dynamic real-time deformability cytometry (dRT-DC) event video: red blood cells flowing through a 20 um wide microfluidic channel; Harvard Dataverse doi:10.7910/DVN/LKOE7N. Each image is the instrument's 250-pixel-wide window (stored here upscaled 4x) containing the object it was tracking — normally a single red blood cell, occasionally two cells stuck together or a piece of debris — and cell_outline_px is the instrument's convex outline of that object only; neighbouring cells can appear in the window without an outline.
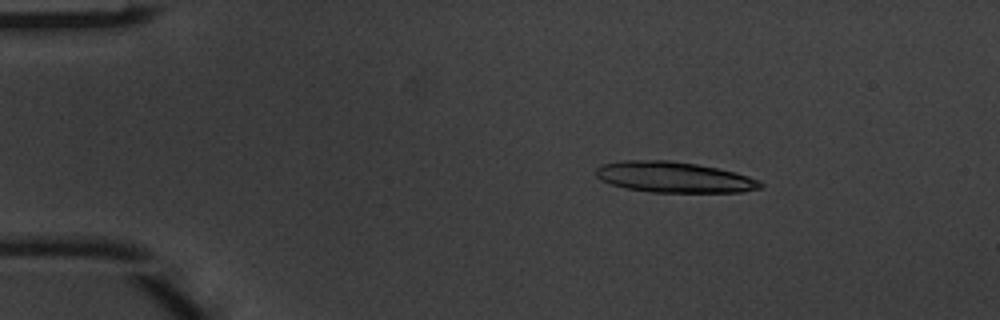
{"species": "common noctule bat (a hibernating species)", "species_latin": "Nyctalus noctula", "temperature_condition": "warm", "stored_images_in_passage": 4, "camera_frame_rate_fps": 3000, "um_per_image_px": 0.085, "animal": {"sex": "male", "body_mass_g": 20.1, "forearm_length_mm": 53.5}, "frame": {"image": 1, "passage_image": 1, "time_ms": 0.0, "image_size_px": [1000, 320], "cell_outline_px": [[764, 184], [760, 188], [744, 192], [652, 192], [624, 188], [600, 180], [596, 176], [596, 168], [600, 164], [624, 160], [668, 160], [696, 164], [736, 172], [760, 180]], "centroid_in_image_um": [57.28, 15.06], "position_along_channel_um": 27.7, "area_um2": 29.59}}